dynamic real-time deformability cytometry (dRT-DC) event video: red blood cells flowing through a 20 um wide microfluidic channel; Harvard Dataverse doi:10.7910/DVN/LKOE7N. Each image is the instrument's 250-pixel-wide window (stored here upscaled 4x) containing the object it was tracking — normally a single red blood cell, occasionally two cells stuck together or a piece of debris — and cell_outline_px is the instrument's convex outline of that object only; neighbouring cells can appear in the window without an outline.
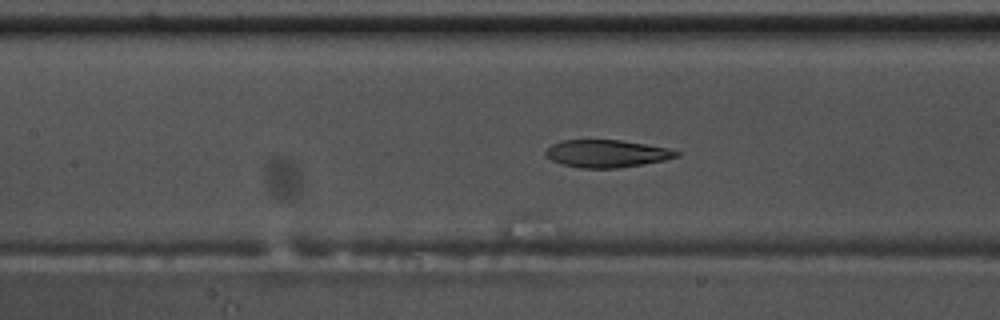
{"species": "common noctule bat (a hibernating species)", "species_latin": "Nyctalus noctula", "temperature_condition": "warm", "stored_images_in_passage": 32, "camera_frame_rate_fps": 3000, "um_per_image_px": 0.085, "animal": {"sex": "male", "body_mass_g": 17.5, "forearm_length_mm": 52.3}, "frame": {"image": 1, "passage_image": 25, "time_ms": 8.0, "image_size_px": [1000, 320], "cell_outline_px": [[560, 232], [552, 240], [516, 240], [504, 236], [504, 224], [512, 216], [520, 212], [540, 208], [556, 216], [560, 224]], "centroid_in_image_um": [45.26, 19.2], "position_along_channel_um": 162.1, "area_um2": 10.4}}
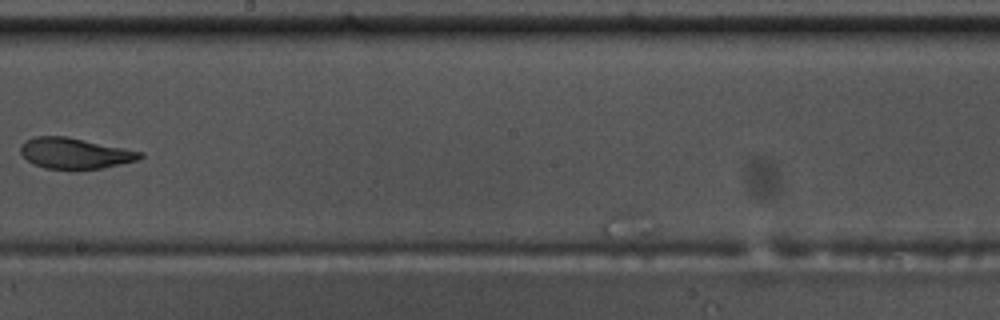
{"frame": {"image": 2, "passage_image": 32, "time_ms": 10.333, "image_size_px": [1000, 320], "cell_outline_px": [[656, 228], [652, 232], [640, 240], [612, 240], [600, 236], [600, 228], [604, 216], [608, 212], [636, 208], [648, 212]], "centroid_in_image_um": [53.28, 19.12], "position_along_channel_um": 194.9, "area_um2": 10.29}}